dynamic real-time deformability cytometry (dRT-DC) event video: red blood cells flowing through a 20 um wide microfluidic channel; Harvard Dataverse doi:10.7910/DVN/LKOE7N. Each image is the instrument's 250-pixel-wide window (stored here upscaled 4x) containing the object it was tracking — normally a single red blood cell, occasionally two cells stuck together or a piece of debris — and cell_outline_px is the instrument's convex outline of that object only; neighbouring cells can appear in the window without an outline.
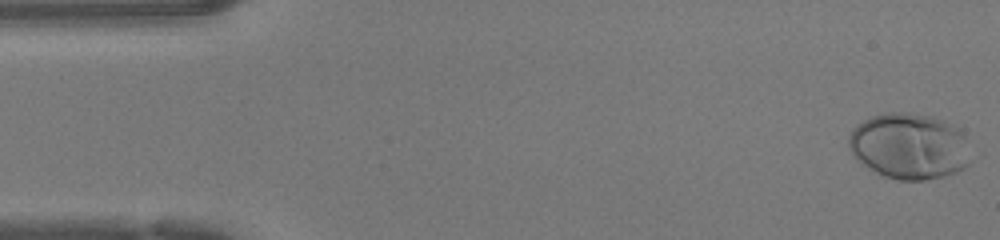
{"species": "human", "species_latin": "Homo sapiens", "temperature_condition": "warm", "stored_images_in_passage": 47, "camera_frame_rate_fps": 3000, "um_per_image_px": 0.085, "donor": {"sex": "female"}, "frame": {"image": 1, "passage_image": 1, "time_ms": 0.0, "image_size_px": [1000, 240], "cell_outline_px": [[968, 164], [964, 168], [956, 172], [944, 176], [924, 180], [896, 180], [884, 176], [860, 164], [856, 160], [848, 148], [848, 136], [852, 128], [856, 124], [872, 116], [888, 112], [908, 112], [932, 116], [944, 120], [960, 128], [964, 136]], "centroid_in_image_um": [77.22, 12.41], "position_along_channel_um": 7.8, "area_um2": 47.16}}
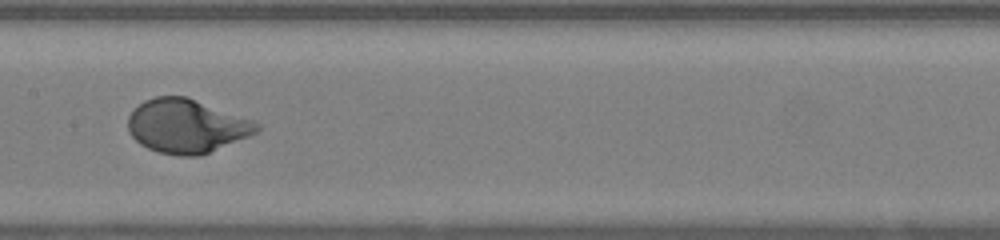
{"frame": {"image": 2, "passage_image": 23, "time_ms": 7.333, "image_size_px": [1000, 240], "cell_outline_px": [[260, 128], [256, 132], [248, 136], [200, 156], [180, 156], [160, 152], [148, 148], [140, 144], [128, 132], [128, 116], [144, 100], [156, 96], [184, 96], [252, 120], [260, 124]], "centroid_in_image_um": [15.82, 10.72], "position_along_channel_um": 191.6, "area_um2": 39.82}}
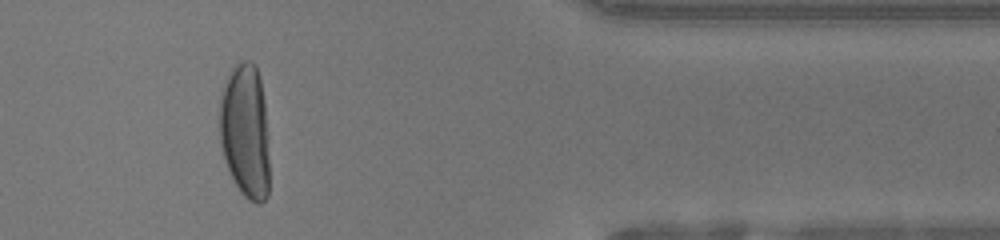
{"frame": {"image": 3, "passage_image": 39, "time_ms": 12.667, "image_size_px": [1000, 240], "cell_outline_px": [[268, 196], [260, 204], [256, 204], [248, 200], [240, 192], [224, 160], [220, 144], [220, 88], [232, 68], [240, 60], [252, 60], [256, 64], [260, 80], [264, 100], [268, 156]], "centroid_in_image_um": [20.82, 11.12], "position_along_channel_um": 390.6, "area_um2": 39.36}, "authors_computed_cell_mechanics": {"area_um2": 40.2866, "velocity_mm_per_s": 4.2577, "shape_relaxation_time_tau1_ms": 3.2083, "shape_relaxation_time_tau2_ms": null, "deformation_change_tau1": 0.2189, "deformation_change_tau2": null}}